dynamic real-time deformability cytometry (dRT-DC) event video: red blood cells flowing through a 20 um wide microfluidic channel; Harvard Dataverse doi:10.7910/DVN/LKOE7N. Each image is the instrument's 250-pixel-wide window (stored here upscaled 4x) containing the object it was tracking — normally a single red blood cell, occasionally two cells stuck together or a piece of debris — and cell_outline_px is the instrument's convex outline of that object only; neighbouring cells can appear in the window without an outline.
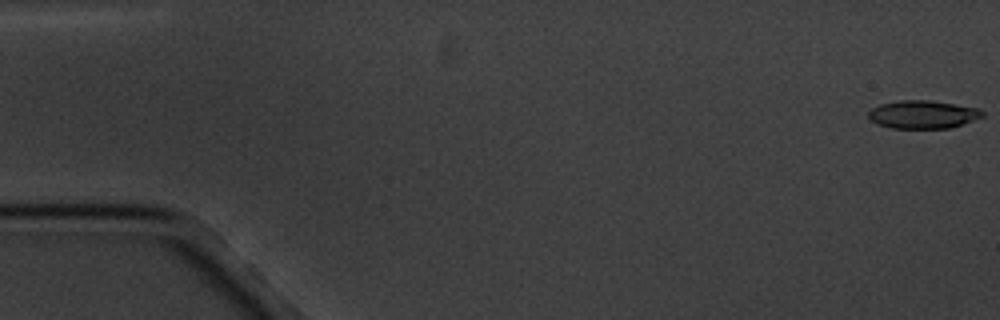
{"species": "common noctule bat (a hibernating species)", "species_latin": "Nyctalus noctula", "temperature_condition": "cold", "stored_images_in_passage": 5, "segment_of_instrument_passage": [1, 2], "camera_frame_rate_fps": 3000, "um_per_image_px": 0.085, "animal": {"sex": "male", "body_mass_g": 20.1, "forearm_length_mm": 53.5}, "frame": {"image": 1, "passage_image": 1, "time_ms": 0.0, "image_size_px": [1000, 320], "cell_outline_px": [[984, 116], [948, 128], [892, 128], [880, 124], [872, 120], [868, 116], [868, 112], [872, 108], [880, 104], [900, 100], [928, 100], [956, 104], [980, 108], [984, 112]], "centroid_in_image_um": [78.45, 9.71], "position_along_channel_um": 6.5, "area_um2": 18.44}}
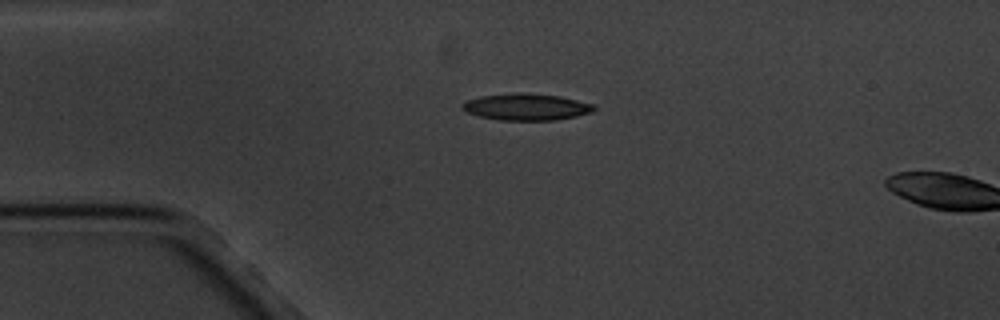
{"frame": {"image": 2, "passage_image": 4, "time_ms": 4.333, "image_size_px": [1000, 320], "cell_outline_px": [[596, 108], [592, 112], [576, 116], [556, 120], [500, 120], [480, 116], [468, 112], [460, 108], [460, 104], [468, 100], [480, 96], [520, 92], [560, 96], [596, 104]], "centroid_in_image_um": [44.76, 9.08], "position_along_channel_um": 40.2, "area_um2": 20.52}}